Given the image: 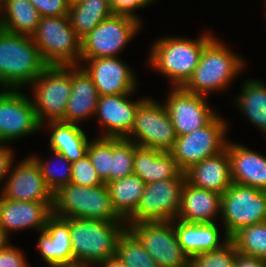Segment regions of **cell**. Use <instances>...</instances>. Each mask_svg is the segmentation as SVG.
I'll use <instances>...</instances> for the list:
<instances>
[{
	"label": "cell",
	"instance_id": "obj_11",
	"mask_svg": "<svg viewBox=\"0 0 266 267\" xmlns=\"http://www.w3.org/2000/svg\"><path fill=\"white\" fill-rule=\"evenodd\" d=\"M126 139L138 146L169 152L177 135L165 105L147 97L139 105L134 125Z\"/></svg>",
	"mask_w": 266,
	"mask_h": 267
},
{
	"label": "cell",
	"instance_id": "obj_41",
	"mask_svg": "<svg viewBox=\"0 0 266 267\" xmlns=\"http://www.w3.org/2000/svg\"><path fill=\"white\" fill-rule=\"evenodd\" d=\"M21 249L10 244L0 251V267H30Z\"/></svg>",
	"mask_w": 266,
	"mask_h": 267
},
{
	"label": "cell",
	"instance_id": "obj_28",
	"mask_svg": "<svg viewBox=\"0 0 266 267\" xmlns=\"http://www.w3.org/2000/svg\"><path fill=\"white\" fill-rule=\"evenodd\" d=\"M265 83V84H264ZM233 103L240 113L266 137V82L247 79Z\"/></svg>",
	"mask_w": 266,
	"mask_h": 267
},
{
	"label": "cell",
	"instance_id": "obj_15",
	"mask_svg": "<svg viewBox=\"0 0 266 267\" xmlns=\"http://www.w3.org/2000/svg\"><path fill=\"white\" fill-rule=\"evenodd\" d=\"M169 91L163 104L177 136L204 127L218 114L208 104L206 96L186 91L183 87H172Z\"/></svg>",
	"mask_w": 266,
	"mask_h": 267
},
{
	"label": "cell",
	"instance_id": "obj_46",
	"mask_svg": "<svg viewBox=\"0 0 266 267\" xmlns=\"http://www.w3.org/2000/svg\"><path fill=\"white\" fill-rule=\"evenodd\" d=\"M66 1L68 3L69 7H71V6H74V5L82 2L83 0H66Z\"/></svg>",
	"mask_w": 266,
	"mask_h": 267
},
{
	"label": "cell",
	"instance_id": "obj_17",
	"mask_svg": "<svg viewBox=\"0 0 266 267\" xmlns=\"http://www.w3.org/2000/svg\"><path fill=\"white\" fill-rule=\"evenodd\" d=\"M79 65L91 77L99 96L136 92L137 76L119 56L80 59Z\"/></svg>",
	"mask_w": 266,
	"mask_h": 267
},
{
	"label": "cell",
	"instance_id": "obj_36",
	"mask_svg": "<svg viewBox=\"0 0 266 267\" xmlns=\"http://www.w3.org/2000/svg\"><path fill=\"white\" fill-rule=\"evenodd\" d=\"M134 141L126 138H113V158L110 169V181L133 174Z\"/></svg>",
	"mask_w": 266,
	"mask_h": 267
},
{
	"label": "cell",
	"instance_id": "obj_39",
	"mask_svg": "<svg viewBox=\"0 0 266 267\" xmlns=\"http://www.w3.org/2000/svg\"><path fill=\"white\" fill-rule=\"evenodd\" d=\"M156 0H108L113 14L126 15L139 20L142 24V18L138 16L137 10L155 3Z\"/></svg>",
	"mask_w": 266,
	"mask_h": 267
},
{
	"label": "cell",
	"instance_id": "obj_23",
	"mask_svg": "<svg viewBox=\"0 0 266 267\" xmlns=\"http://www.w3.org/2000/svg\"><path fill=\"white\" fill-rule=\"evenodd\" d=\"M37 249L48 266L73 264L69 223L54 214L39 232Z\"/></svg>",
	"mask_w": 266,
	"mask_h": 267
},
{
	"label": "cell",
	"instance_id": "obj_32",
	"mask_svg": "<svg viewBox=\"0 0 266 267\" xmlns=\"http://www.w3.org/2000/svg\"><path fill=\"white\" fill-rule=\"evenodd\" d=\"M52 157L43 161V158L30 155L40 167L41 174L53 193L60 187L70 184L72 177V163L66 159L61 153L50 150ZM57 163L59 165H57ZM63 164V165H62ZM57 166V168H55ZM59 166V167H58Z\"/></svg>",
	"mask_w": 266,
	"mask_h": 267
},
{
	"label": "cell",
	"instance_id": "obj_29",
	"mask_svg": "<svg viewBox=\"0 0 266 267\" xmlns=\"http://www.w3.org/2000/svg\"><path fill=\"white\" fill-rule=\"evenodd\" d=\"M40 15L29 0H6L0 5V29L20 35L32 36Z\"/></svg>",
	"mask_w": 266,
	"mask_h": 267
},
{
	"label": "cell",
	"instance_id": "obj_40",
	"mask_svg": "<svg viewBox=\"0 0 266 267\" xmlns=\"http://www.w3.org/2000/svg\"><path fill=\"white\" fill-rule=\"evenodd\" d=\"M36 8L40 17L46 16H66L69 5L66 0H29Z\"/></svg>",
	"mask_w": 266,
	"mask_h": 267
},
{
	"label": "cell",
	"instance_id": "obj_6",
	"mask_svg": "<svg viewBox=\"0 0 266 267\" xmlns=\"http://www.w3.org/2000/svg\"><path fill=\"white\" fill-rule=\"evenodd\" d=\"M32 40L48 66L79 65L81 39L66 16L40 17Z\"/></svg>",
	"mask_w": 266,
	"mask_h": 267
},
{
	"label": "cell",
	"instance_id": "obj_48",
	"mask_svg": "<svg viewBox=\"0 0 266 267\" xmlns=\"http://www.w3.org/2000/svg\"><path fill=\"white\" fill-rule=\"evenodd\" d=\"M6 0H0V5L2 4V3H4Z\"/></svg>",
	"mask_w": 266,
	"mask_h": 267
},
{
	"label": "cell",
	"instance_id": "obj_16",
	"mask_svg": "<svg viewBox=\"0 0 266 267\" xmlns=\"http://www.w3.org/2000/svg\"><path fill=\"white\" fill-rule=\"evenodd\" d=\"M0 195L9 200L53 203L54 193L47 186L40 167L29 155L18 164H12Z\"/></svg>",
	"mask_w": 266,
	"mask_h": 267
},
{
	"label": "cell",
	"instance_id": "obj_35",
	"mask_svg": "<svg viewBox=\"0 0 266 267\" xmlns=\"http://www.w3.org/2000/svg\"><path fill=\"white\" fill-rule=\"evenodd\" d=\"M87 154L100 179L110 182V169L113 158V138L95 137L89 141Z\"/></svg>",
	"mask_w": 266,
	"mask_h": 267
},
{
	"label": "cell",
	"instance_id": "obj_42",
	"mask_svg": "<svg viewBox=\"0 0 266 267\" xmlns=\"http://www.w3.org/2000/svg\"><path fill=\"white\" fill-rule=\"evenodd\" d=\"M14 151L8 144L0 143V183L8 177L12 164H14ZM6 177V178H5Z\"/></svg>",
	"mask_w": 266,
	"mask_h": 267
},
{
	"label": "cell",
	"instance_id": "obj_14",
	"mask_svg": "<svg viewBox=\"0 0 266 267\" xmlns=\"http://www.w3.org/2000/svg\"><path fill=\"white\" fill-rule=\"evenodd\" d=\"M28 97L21 89L0 90V143L10 145L42 129Z\"/></svg>",
	"mask_w": 266,
	"mask_h": 267
},
{
	"label": "cell",
	"instance_id": "obj_30",
	"mask_svg": "<svg viewBox=\"0 0 266 267\" xmlns=\"http://www.w3.org/2000/svg\"><path fill=\"white\" fill-rule=\"evenodd\" d=\"M112 206L117 215L126 221L135 211L143 194L145 182L136 174L106 184Z\"/></svg>",
	"mask_w": 266,
	"mask_h": 267
},
{
	"label": "cell",
	"instance_id": "obj_31",
	"mask_svg": "<svg viewBox=\"0 0 266 267\" xmlns=\"http://www.w3.org/2000/svg\"><path fill=\"white\" fill-rule=\"evenodd\" d=\"M112 15L108 0H83L68 11L70 25L80 39Z\"/></svg>",
	"mask_w": 266,
	"mask_h": 267
},
{
	"label": "cell",
	"instance_id": "obj_22",
	"mask_svg": "<svg viewBox=\"0 0 266 267\" xmlns=\"http://www.w3.org/2000/svg\"><path fill=\"white\" fill-rule=\"evenodd\" d=\"M221 194L185 181L176 219L190 223H215L220 217Z\"/></svg>",
	"mask_w": 266,
	"mask_h": 267
},
{
	"label": "cell",
	"instance_id": "obj_4",
	"mask_svg": "<svg viewBox=\"0 0 266 267\" xmlns=\"http://www.w3.org/2000/svg\"><path fill=\"white\" fill-rule=\"evenodd\" d=\"M69 223L73 264L95 267L116 254L117 240L127 228L126 222H108L85 218H66Z\"/></svg>",
	"mask_w": 266,
	"mask_h": 267
},
{
	"label": "cell",
	"instance_id": "obj_44",
	"mask_svg": "<svg viewBox=\"0 0 266 267\" xmlns=\"http://www.w3.org/2000/svg\"><path fill=\"white\" fill-rule=\"evenodd\" d=\"M128 267L125 262L116 254L105 261L98 263L95 267Z\"/></svg>",
	"mask_w": 266,
	"mask_h": 267
},
{
	"label": "cell",
	"instance_id": "obj_7",
	"mask_svg": "<svg viewBox=\"0 0 266 267\" xmlns=\"http://www.w3.org/2000/svg\"><path fill=\"white\" fill-rule=\"evenodd\" d=\"M29 88L40 125L62 121L71 94V66H47Z\"/></svg>",
	"mask_w": 266,
	"mask_h": 267
},
{
	"label": "cell",
	"instance_id": "obj_47",
	"mask_svg": "<svg viewBox=\"0 0 266 267\" xmlns=\"http://www.w3.org/2000/svg\"><path fill=\"white\" fill-rule=\"evenodd\" d=\"M47 267H84L78 264H71V265H56V266H47Z\"/></svg>",
	"mask_w": 266,
	"mask_h": 267
},
{
	"label": "cell",
	"instance_id": "obj_34",
	"mask_svg": "<svg viewBox=\"0 0 266 267\" xmlns=\"http://www.w3.org/2000/svg\"><path fill=\"white\" fill-rule=\"evenodd\" d=\"M116 255L128 267H159L139 239L126 228L117 240Z\"/></svg>",
	"mask_w": 266,
	"mask_h": 267
},
{
	"label": "cell",
	"instance_id": "obj_25",
	"mask_svg": "<svg viewBox=\"0 0 266 267\" xmlns=\"http://www.w3.org/2000/svg\"><path fill=\"white\" fill-rule=\"evenodd\" d=\"M185 175L191 185L223 194L233 183L227 149L193 165Z\"/></svg>",
	"mask_w": 266,
	"mask_h": 267
},
{
	"label": "cell",
	"instance_id": "obj_21",
	"mask_svg": "<svg viewBox=\"0 0 266 267\" xmlns=\"http://www.w3.org/2000/svg\"><path fill=\"white\" fill-rule=\"evenodd\" d=\"M99 93L86 71L80 65H71V94L63 122L82 124L95 117Z\"/></svg>",
	"mask_w": 266,
	"mask_h": 267
},
{
	"label": "cell",
	"instance_id": "obj_2",
	"mask_svg": "<svg viewBox=\"0 0 266 267\" xmlns=\"http://www.w3.org/2000/svg\"><path fill=\"white\" fill-rule=\"evenodd\" d=\"M219 39L214 36L204 46L198 66L183 86L186 91L203 96L224 92L245 70L244 57Z\"/></svg>",
	"mask_w": 266,
	"mask_h": 267
},
{
	"label": "cell",
	"instance_id": "obj_45",
	"mask_svg": "<svg viewBox=\"0 0 266 267\" xmlns=\"http://www.w3.org/2000/svg\"><path fill=\"white\" fill-rule=\"evenodd\" d=\"M9 236L5 231L0 227V251L5 249L11 243L9 242Z\"/></svg>",
	"mask_w": 266,
	"mask_h": 267
},
{
	"label": "cell",
	"instance_id": "obj_37",
	"mask_svg": "<svg viewBox=\"0 0 266 267\" xmlns=\"http://www.w3.org/2000/svg\"><path fill=\"white\" fill-rule=\"evenodd\" d=\"M237 254L236 246L229 238L219 249L191 256L189 267H233Z\"/></svg>",
	"mask_w": 266,
	"mask_h": 267
},
{
	"label": "cell",
	"instance_id": "obj_43",
	"mask_svg": "<svg viewBox=\"0 0 266 267\" xmlns=\"http://www.w3.org/2000/svg\"><path fill=\"white\" fill-rule=\"evenodd\" d=\"M233 267H266V260L238 253Z\"/></svg>",
	"mask_w": 266,
	"mask_h": 267
},
{
	"label": "cell",
	"instance_id": "obj_3",
	"mask_svg": "<svg viewBox=\"0 0 266 267\" xmlns=\"http://www.w3.org/2000/svg\"><path fill=\"white\" fill-rule=\"evenodd\" d=\"M47 66L31 36L0 29V89L29 87Z\"/></svg>",
	"mask_w": 266,
	"mask_h": 267
},
{
	"label": "cell",
	"instance_id": "obj_18",
	"mask_svg": "<svg viewBox=\"0 0 266 267\" xmlns=\"http://www.w3.org/2000/svg\"><path fill=\"white\" fill-rule=\"evenodd\" d=\"M132 94L134 93L99 96L95 119L102 129L98 137L127 138L129 136L136 111L147 98L131 100Z\"/></svg>",
	"mask_w": 266,
	"mask_h": 267
},
{
	"label": "cell",
	"instance_id": "obj_9",
	"mask_svg": "<svg viewBox=\"0 0 266 267\" xmlns=\"http://www.w3.org/2000/svg\"><path fill=\"white\" fill-rule=\"evenodd\" d=\"M220 222L229 238L240 228L266 221V191L233 182L221 194Z\"/></svg>",
	"mask_w": 266,
	"mask_h": 267
},
{
	"label": "cell",
	"instance_id": "obj_5",
	"mask_svg": "<svg viewBox=\"0 0 266 267\" xmlns=\"http://www.w3.org/2000/svg\"><path fill=\"white\" fill-rule=\"evenodd\" d=\"M53 214L61 218H85L125 222L115 212L106 184L79 186L67 184L54 193Z\"/></svg>",
	"mask_w": 266,
	"mask_h": 267
},
{
	"label": "cell",
	"instance_id": "obj_24",
	"mask_svg": "<svg viewBox=\"0 0 266 267\" xmlns=\"http://www.w3.org/2000/svg\"><path fill=\"white\" fill-rule=\"evenodd\" d=\"M215 223H190L182 220H173L176 235L183 251L189 256L219 249L229 237L219 231Z\"/></svg>",
	"mask_w": 266,
	"mask_h": 267
},
{
	"label": "cell",
	"instance_id": "obj_1",
	"mask_svg": "<svg viewBox=\"0 0 266 267\" xmlns=\"http://www.w3.org/2000/svg\"><path fill=\"white\" fill-rule=\"evenodd\" d=\"M203 32L198 38L164 36L151 44L148 65L169 79L172 87H183L198 66L204 46L214 37Z\"/></svg>",
	"mask_w": 266,
	"mask_h": 267
},
{
	"label": "cell",
	"instance_id": "obj_10",
	"mask_svg": "<svg viewBox=\"0 0 266 267\" xmlns=\"http://www.w3.org/2000/svg\"><path fill=\"white\" fill-rule=\"evenodd\" d=\"M141 28L139 20L113 14L81 39V59L120 56Z\"/></svg>",
	"mask_w": 266,
	"mask_h": 267
},
{
	"label": "cell",
	"instance_id": "obj_27",
	"mask_svg": "<svg viewBox=\"0 0 266 267\" xmlns=\"http://www.w3.org/2000/svg\"><path fill=\"white\" fill-rule=\"evenodd\" d=\"M47 126L50 132V150L61 153L71 163L80 160L87 154L89 140L83 127L79 124L63 121L47 122L42 125Z\"/></svg>",
	"mask_w": 266,
	"mask_h": 267
},
{
	"label": "cell",
	"instance_id": "obj_33",
	"mask_svg": "<svg viewBox=\"0 0 266 267\" xmlns=\"http://www.w3.org/2000/svg\"><path fill=\"white\" fill-rule=\"evenodd\" d=\"M230 239L238 253L266 260V221L240 228Z\"/></svg>",
	"mask_w": 266,
	"mask_h": 267
},
{
	"label": "cell",
	"instance_id": "obj_8",
	"mask_svg": "<svg viewBox=\"0 0 266 267\" xmlns=\"http://www.w3.org/2000/svg\"><path fill=\"white\" fill-rule=\"evenodd\" d=\"M228 122L218 113L207 125L192 133L177 136L169 151L182 172L226 149Z\"/></svg>",
	"mask_w": 266,
	"mask_h": 267
},
{
	"label": "cell",
	"instance_id": "obj_38",
	"mask_svg": "<svg viewBox=\"0 0 266 267\" xmlns=\"http://www.w3.org/2000/svg\"><path fill=\"white\" fill-rule=\"evenodd\" d=\"M71 183L89 187L105 184L94 169L88 154L72 163Z\"/></svg>",
	"mask_w": 266,
	"mask_h": 267
},
{
	"label": "cell",
	"instance_id": "obj_20",
	"mask_svg": "<svg viewBox=\"0 0 266 267\" xmlns=\"http://www.w3.org/2000/svg\"><path fill=\"white\" fill-rule=\"evenodd\" d=\"M232 182L266 191V156L228 140Z\"/></svg>",
	"mask_w": 266,
	"mask_h": 267
},
{
	"label": "cell",
	"instance_id": "obj_12",
	"mask_svg": "<svg viewBox=\"0 0 266 267\" xmlns=\"http://www.w3.org/2000/svg\"><path fill=\"white\" fill-rule=\"evenodd\" d=\"M159 267H189L190 257L183 251L173 221L126 223Z\"/></svg>",
	"mask_w": 266,
	"mask_h": 267
},
{
	"label": "cell",
	"instance_id": "obj_13",
	"mask_svg": "<svg viewBox=\"0 0 266 267\" xmlns=\"http://www.w3.org/2000/svg\"><path fill=\"white\" fill-rule=\"evenodd\" d=\"M185 181L183 172L179 177L145 184L136 211L125 222L175 220Z\"/></svg>",
	"mask_w": 266,
	"mask_h": 267
},
{
	"label": "cell",
	"instance_id": "obj_19",
	"mask_svg": "<svg viewBox=\"0 0 266 267\" xmlns=\"http://www.w3.org/2000/svg\"><path fill=\"white\" fill-rule=\"evenodd\" d=\"M52 215L53 203L15 201L0 195V227L8 236L26 229L43 231Z\"/></svg>",
	"mask_w": 266,
	"mask_h": 267
},
{
	"label": "cell",
	"instance_id": "obj_26",
	"mask_svg": "<svg viewBox=\"0 0 266 267\" xmlns=\"http://www.w3.org/2000/svg\"><path fill=\"white\" fill-rule=\"evenodd\" d=\"M133 173L145 184L179 177L183 172L170 152L135 146Z\"/></svg>",
	"mask_w": 266,
	"mask_h": 267
}]
</instances>
